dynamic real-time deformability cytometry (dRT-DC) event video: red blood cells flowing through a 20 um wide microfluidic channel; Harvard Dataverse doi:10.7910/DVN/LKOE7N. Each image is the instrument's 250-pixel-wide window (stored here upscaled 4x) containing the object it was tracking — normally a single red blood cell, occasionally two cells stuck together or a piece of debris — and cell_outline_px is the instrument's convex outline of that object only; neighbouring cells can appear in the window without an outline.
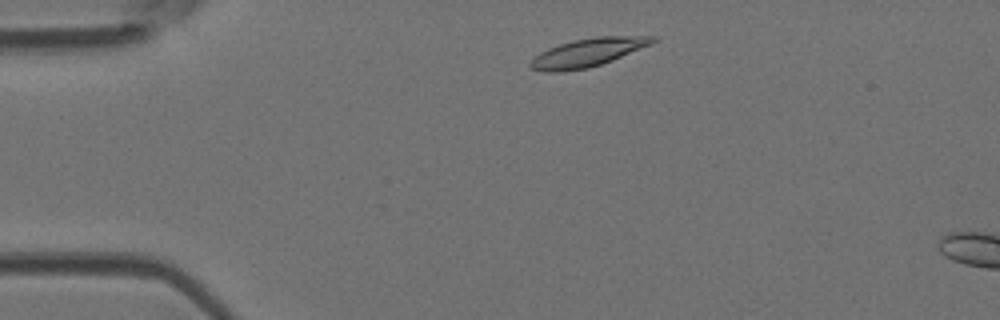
{"species": "Egyptian fruit bat (a non-hibernating species)", "species_latin": "Rousettus aegyptiacus", "temperature_condition": "room temperature", "stored_images_in_passage": 4, "camera_frame_rate_fps": 3000, "um_per_image_px": 0.085, "animal": {"sex": "female"}, "frame": {"image": 1, "passage_image": 1, "time_ms": 0.0, "image_size_px": [1000, 320], "cell_outline_px": [[660, 40], [652, 44], [612, 60], [588, 68], [564, 72], [544, 72], [532, 68], [528, 64], [540, 52], [548, 48], [560, 44], [576, 40], [596, 36], [656, 36]], "centroid_in_image_um": [49.99, 4.47], "position_along_channel_um": 35.0, "area_um2": 20.11}}